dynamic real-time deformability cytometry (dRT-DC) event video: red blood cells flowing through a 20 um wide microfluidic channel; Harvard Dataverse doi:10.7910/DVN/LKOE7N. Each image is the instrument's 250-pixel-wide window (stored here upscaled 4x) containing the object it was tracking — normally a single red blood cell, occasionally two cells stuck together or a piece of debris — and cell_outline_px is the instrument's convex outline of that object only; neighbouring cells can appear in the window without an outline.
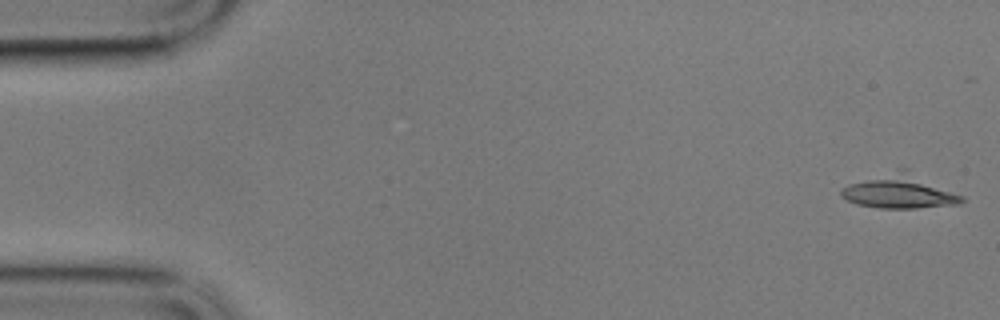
{"species": "common noctule bat (a hibernating species)", "species_latin": "Nyctalus noctula", "temperature_condition": "cold", "stored_images_in_passage": 17, "camera_frame_rate_fps": 3000, "um_per_image_px": 0.085, "animal": {"sex": "male", "body_mass_g": 17.9}, "frame": {"image": 1, "passage_image": 1, "time_ms": 0.0, "image_size_px": [1000, 320], "cell_outline_px": [[964, 200], [960, 204], [916, 208], [880, 208], [856, 204], [840, 196], [840, 192], [848, 184], [896, 168], [908, 168], [964, 196]], "centroid_in_image_um": [76.51, 16.25], "position_along_channel_um": 8.5, "area_um2": 24.16}}
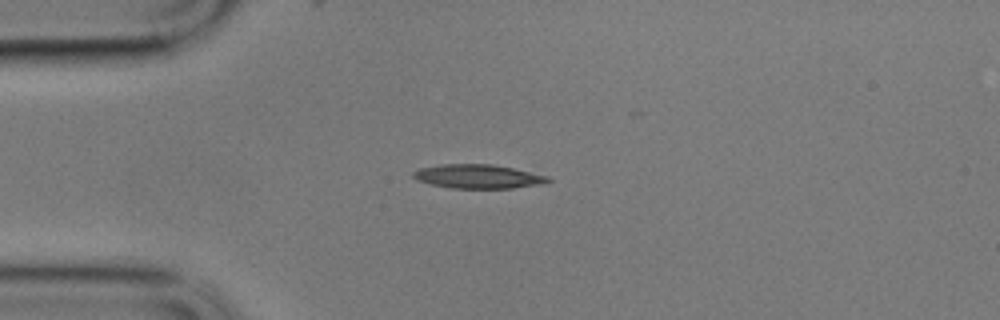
{"frame": {"image": 2, "passage_image": 14, "time_ms": 4.333, "image_size_px": [1000, 320], "cell_outline_px": [[552, 180], [540, 184], [512, 188], [452, 188], [432, 184], [420, 180], [412, 176], [412, 172], [420, 168], [440, 164], [492, 164], [512, 168], [548, 176]], "centroid_in_image_um": [40.63, 14.99], "position_along_channel_um": 44.4, "area_um2": 18.55}}